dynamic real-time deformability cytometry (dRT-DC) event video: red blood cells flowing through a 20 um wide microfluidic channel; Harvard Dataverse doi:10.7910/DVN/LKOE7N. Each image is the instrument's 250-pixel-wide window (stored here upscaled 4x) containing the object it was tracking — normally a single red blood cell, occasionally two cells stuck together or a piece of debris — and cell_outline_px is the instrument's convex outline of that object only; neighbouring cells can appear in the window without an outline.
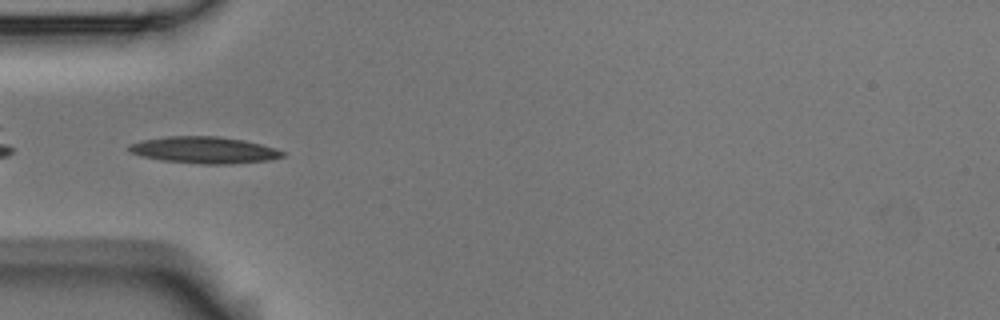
{"species": "Egyptian fruit bat (a non-hibernating species)", "species_latin": "Rousettus aegyptiacus", "temperature_condition": "room temperature", "stored_images_in_passage": 37, "camera_frame_rate_fps": 3000, "um_per_image_px": 0.085, "animal": {"sex": "male"}, "frame": {"image": 1, "passage_image": 2, "time_ms": 0.333, "image_size_px": [1000, 320], "cell_outline_px": [[284, 156], [272, 160], [228, 164], [204, 164], [160, 160], [140, 156], [128, 152], [128, 144], [140, 140], [168, 136], [216, 136], [244, 140], [276, 148], [284, 152]], "centroid_in_image_um": [17.32, 12.75], "position_along_channel_um": 67.7, "area_um2": 24.04}}
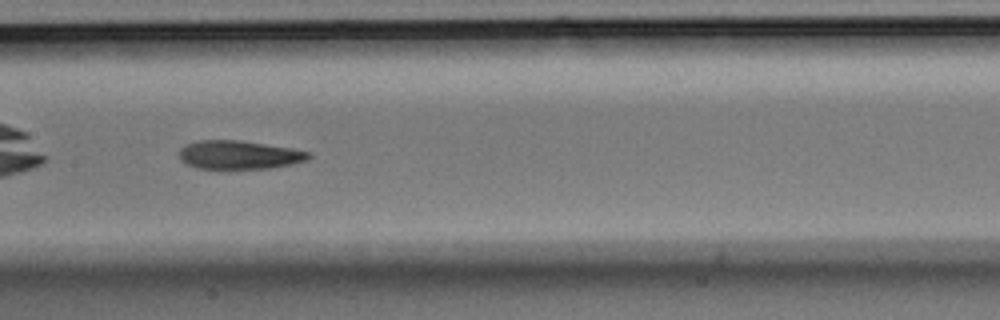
{"frame": {"image": 2, "passage_image": 12, "time_ms": 3.667, "image_size_px": [1000, 320], "cell_outline_px": [[312, 156], [308, 160], [292, 164], [268, 168], [196, 168], [184, 164], [180, 160], [180, 148], [184, 144], [200, 140], [240, 140], [292, 148], [312, 152]], "centroid_in_image_um": [20.32, 13.15], "position_along_channel_um": 187.1, "area_um2": 21.68}}
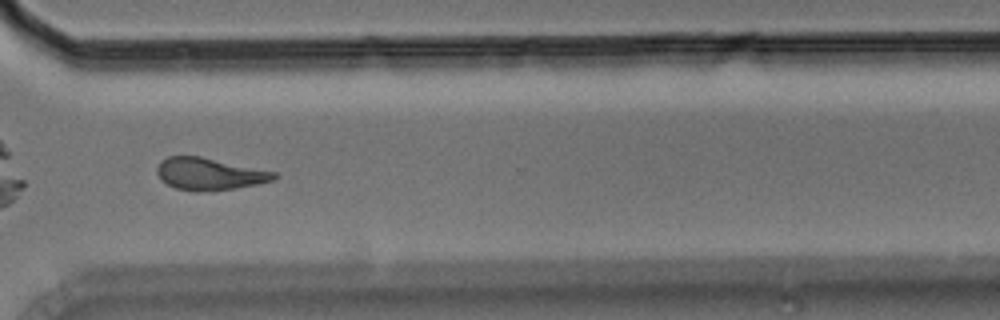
{"frame": {"image": 3, "passage_image": 26, "time_ms": 8.333, "image_size_px": [1000, 320], "cell_outline_px": [[276, 180], [256, 184], [232, 188], [200, 192], [196, 192], [176, 188], [160, 180], [156, 172], [156, 168], [160, 160], [168, 156], [200, 156], [276, 172]], "centroid_in_image_um": [17.75, 14.78], "position_along_channel_um": 352.8, "area_um2": 21.85}, "authors_computed_cell_mechanics": {"area_um2": 21.7328, "velocity_mm_per_s": 3.554, "shape_relaxation_time_tau1_ms": 5.2816, "shape_relaxation_time_tau2_ms": 4.7405, "deformation_change_tau1": 0.1801, "deformation_change_tau2": 0.149}}